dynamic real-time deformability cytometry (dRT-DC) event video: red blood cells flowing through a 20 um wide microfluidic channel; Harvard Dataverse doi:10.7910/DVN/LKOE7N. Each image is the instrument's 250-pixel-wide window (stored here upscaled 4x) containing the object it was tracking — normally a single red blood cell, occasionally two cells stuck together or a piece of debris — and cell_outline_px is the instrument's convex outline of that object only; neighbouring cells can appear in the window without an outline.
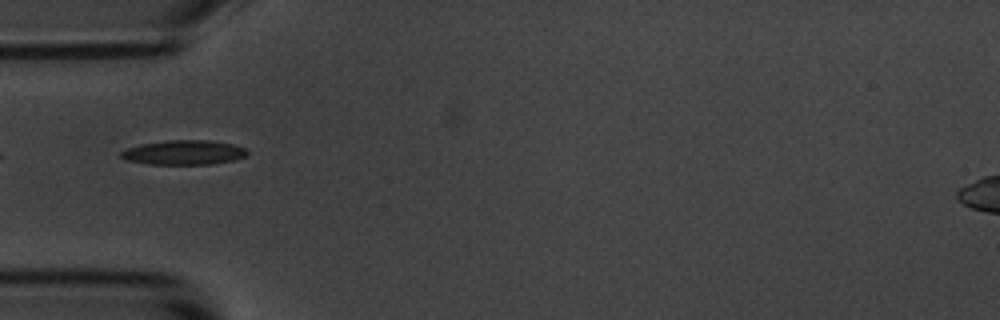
{"species": "common noctule bat (a hibernating species)", "species_latin": "Nyctalus noctula", "temperature_condition": "room temperature", "stored_images_in_passage": 18, "camera_frame_rate_fps": 3000, "um_per_image_px": 0.085, "animal": {"sex": "male", "body_mass_g": 20.1, "forearm_length_mm": 53.5}, "frame": {"image": 1, "passage_image": 1, "time_ms": 0.0, "image_size_px": [1000, 320], "cell_outline_px": [[248, 152], [244, 156], [232, 160], [208, 164], [148, 164], [128, 160], [120, 156], [120, 152], [128, 148], [140, 144], [168, 140], [208, 140], [232, 144], [244, 148]], "centroid_in_image_um": [15.59, 12.95], "position_along_channel_um": 69.4, "area_um2": 17.74}}
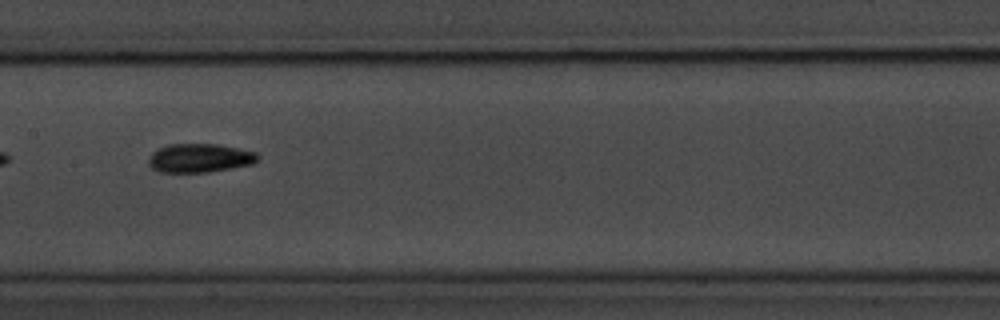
{"frame": {"image": 2, "passage_image": 11, "time_ms": 3.333, "image_size_px": [1000, 320], "cell_outline_px": [[260, 156], [252, 164], [208, 172], [160, 172], [152, 168], [148, 164], [148, 160], [152, 152], [168, 144], [216, 144], [256, 152]], "centroid_in_image_um": [16.95, 13.43], "position_along_channel_um": 190.5, "area_um2": 18.15}}